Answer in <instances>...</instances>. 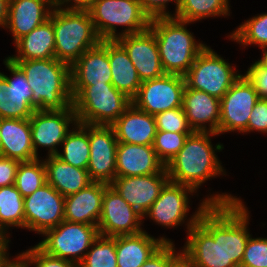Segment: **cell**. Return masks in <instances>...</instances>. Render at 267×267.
<instances>
[{"instance_id":"obj_8","label":"cell","mask_w":267,"mask_h":267,"mask_svg":"<svg viewBox=\"0 0 267 267\" xmlns=\"http://www.w3.org/2000/svg\"><path fill=\"white\" fill-rule=\"evenodd\" d=\"M235 67L206 46L184 75L185 86L221 99L241 76Z\"/></svg>"},{"instance_id":"obj_23","label":"cell","mask_w":267,"mask_h":267,"mask_svg":"<svg viewBox=\"0 0 267 267\" xmlns=\"http://www.w3.org/2000/svg\"><path fill=\"white\" fill-rule=\"evenodd\" d=\"M116 160V177L160 173L165 168L149 145L118 143Z\"/></svg>"},{"instance_id":"obj_12","label":"cell","mask_w":267,"mask_h":267,"mask_svg":"<svg viewBox=\"0 0 267 267\" xmlns=\"http://www.w3.org/2000/svg\"><path fill=\"white\" fill-rule=\"evenodd\" d=\"M258 100L252 83L241 75L220 99L219 135L229 131L242 133Z\"/></svg>"},{"instance_id":"obj_4","label":"cell","mask_w":267,"mask_h":267,"mask_svg":"<svg viewBox=\"0 0 267 267\" xmlns=\"http://www.w3.org/2000/svg\"><path fill=\"white\" fill-rule=\"evenodd\" d=\"M187 21L175 17L153 18L149 29L154 33L160 60L166 74L184 76L196 57L207 46L198 43L187 30Z\"/></svg>"},{"instance_id":"obj_22","label":"cell","mask_w":267,"mask_h":267,"mask_svg":"<svg viewBox=\"0 0 267 267\" xmlns=\"http://www.w3.org/2000/svg\"><path fill=\"white\" fill-rule=\"evenodd\" d=\"M108 186L106 183L92 182L86 188L65 197L64 220L98 226L103 196Z\"/></svg>"},{"instance_id":"obj_29","label":"cell","mask_w":267,"mask_h":267,"mask_svg":"<svg viewBox=\"0 0 267 267\" xmlns=\"http://www.w3.org/2000/svg\"><path fill=\"white\" fill-rule=\"evenodd\" d=\"M43 161L46 167L47 183L64 197L77 193L93 182L87 169L71 166L56 155L47 156Z\"/></svg>"},{"instance_id":"obj_48","label":"cell","mask_w":267,"mask_h":267,"mask_svg":"<svg viewBox=\"0 0 267 267\" xmlns=\"http://www.w3.org/2000/svg\"><path fill=\"white\" fill-rule=\"evenodd\" d=\"M7 88H8V81L0 73V119L5 118V105L6 102L10 101L8 97Z\"/></svg>"},{"instance_id":"obj_33","label":"cell","mask_w":267,"mask_h":267,"mask_svg":"<svg viewBox=\"0 0 267 267\" xmlns=\"http://www.w3.org/2000/svg\"><path fill=\"white\" fill-rule=\"evenodd\" d=\"M229 7V0H181L173 17L194 23L207 17L230 16Z\"/></svg>"},{"instance_id":"obj_45","label":"cell","mask_w":267,"mask_h":267,"mask_svg":"<svg viewBox=\"0 0 267 267\" xmlns=\"http://www.w3.org/2000/svg\"><path fill=\"white\" fill-rule=\"evenodd\" d=\"M20 161L0 156V187L15 183L16 171Z\"/></svg>"},{"instance_id":"obj_9","label":"cell","mask_w":267,"mask_h":267,"mask_svg":"<svg viewBox=\"0 0 267 267\" xmlns=\"http://www.w3.org/2000/svg\"><path fill=\"white\" fill-rule=\"evenodd\" d=\"M42 235L44 240L37 244L42 251L78 266L100 234L97 226L64 220Z\"/></svg>"},{"instance_id":"obj_28","label":"cell","mask_w":267,"mask_h":267,"mask_svg":"<svg viewBox=\"0 0 267 267\" xmlns=\"http://www.w3.org/2000/svg\"><path fill=\"white\" fill-rule=\"evenodd\" d=\"M17 54L8 56L9 60H36L55 58V36L53 9L49 19L15 43Z\"/></svg>"},{"instance_id":"obj_43","label":"cell","mask_w":267,"mask_h":267,"mask_svg":"<svg viewBox=\"0 0 267 267\" xmlns=\"http://www.w3.org/2000/svg\"><path fill=\"white\" fill-rule=\"evenodd\" d=\"M244 75L254 86L259 99H267V68L255 61Z\"/></svg>"},{"instance_id":"obj_19","label":"cell","mask_w":267,"mask_h":267,"mask_svg":"<svg viewBox=\"0 0 267 267\" xmlns=\"http://www.w3.org/2000/svg\"><path fill=\"white\" fill-rule=\"evenodd\" d=\"M182 107L193 131L213 132L219 135L220 99L185 86Z\"/></svg>"},{"instance_id":"obj_17","label":"cell","mask_w":267,"mask_h":267,"mask_svg":"<svg viewBox=\"0 0 267 267\" xmlns=\"http://www.w3.org/2000/svg\"><path fill=\"white\" fill-rule=\"evenodd\" d=\"M168 181L169 177L164 168L160 173L115 177L110 185L132 208L144 216Z\"/></svg>"},{"instance_id":"obj_53","label":"cell","mask_w":267,"mask_h":267,"mask_svg":"<svg viewBox=\"0 0 267 267\" xmlns=\"http://www.w3.org/2000/svg\"><path fill=\"white\" fill-rule=\"evenodd\" d=\"M0 121H1V119H0ZM1 139H2V138H1V132H0V147H1Z\"/></svg>"},{"instance_id":"obj_50","label":"cell","mask_w":267,"mask_h":267,"mask_svg":"<svg viewBox=\"0 0 267 267\" xmlns=\"http://www.w3.org/2000/svg\"><path fill=\"white\" fill-rule=\"evenodd\" d=\"M263 51L262 58L258 60L257 62L261 65L267 68V46L261 47Z\"/></svg>"},{"instance_id":"obj_3","label":"cell","mask_w":267,"mask_h":267,"mask_svg":"<svg viewBox=\"0 0 267 267\" xmlns=\"http://www.w3.org/2000/svg\"><path fill=\"white\" fill-rule=\"evenodd\" d=\"M10 61L28 79L36 110H64L72 106L71 66L56 58Z\"/></svg>"},{"instance_id":"obj_30","label":"cell","mask_w":267,"mask_h":267,"mask_svg":"<svg viewBox=\"0 0 267 267\" xmlns=\"http://www.w3.org/2000/svg\"><path fill=\"white\" fill-rule=\"evenodd\" d=\"M108 58L112 72L111 83L131 100L142 84L127 51L117 40H108Z\"/></svg>"},{"instance_id":"obj_24","label":"cell","mask_w":267,"mask_h":267,"mask_svg":"<svg viewBox=\"0 0 267 267\" xmlns=\"http://www.w3.org/2000/svg\"><path fill=\"white\" fill-rule=\"evenodd\" d=\"M118 143L153 146L156 136L155 117L133 103L111 125Z\"/></svg>"},{"instance_id":"obj_35","label":"cell","mask_w":267,"mask_h":267,"mask_svg":"<svg viewBox=\"0 0 267 267\" xmlns=\"http://www.w3.org/2000/svg\"><path fill=\"white\" fill-rule=\"evenodd\" d=\"M78 267H118L115 237L99 235Z\"/></svg>"},{"instance_id":"obj_52","label":"cell","mask_w":267,"mask_h":267,"mask_svg":"<svg viewBox=\"0 0 267 267\" xmlns=\"http://www.w3.org/2000/svg\"><path fill=\"white\" fill-rule=\"evenodd\" d=\"M13 267H26V266L19 259V261Z\"/></svg>"},{"instance_id":"obj_14","label":"cell","mask_w":267,"mask_h":267,"mask_svg":"<svg viewBox=\"0 0 267 267\" xmlns=\"http://www.w3.org/2000/svg\"><path fill=\"white\" fill-rule=\"evenodd\" d=\"M90 158L87 171L93 182L110 185L116 177L118 141L111 126L88 125Z\"/></svg>"},{"instance_id":"obj_26","label":"cell","mask_w":267,"mask_h":267,"mask_svg":"<svg viewBox=\"0 0 267 267\" xmlns=\"http://www.w3.org/2000/svg\"><path fill=\"white\" fill-rule=\"evenodd\" d=\"M164 243H172L165 237L155 238L146 230L133 235L115 237L118 267H141Z\"/></svg>"},{"instance_id":"obj_32","label":"cell","mask_w":267,"mask_h":267,"mask_svg":"<svg viewBox=\"0 0 267 267\" xmlns=\"http://www.w3.org/2000/svg\"><path fill=\"white\" fill-rule=\"evenodd\" d=\"M24 197L15 185L0 187V236L9 238L8 228L25 229ZM8 234V235H7Z\"/></svg>"},{"instance_id":"obj_38","label":"cell","mask_w":267,"mask_h":267,"mask_svg":"<svg viewBox=\"0 0 267 267\" xmlns=\"http://www.w3.org/2000/svg\"><path fill=\"white\" fill-rule=\"evenodd\" d=\"M157 131H167L175 133H193L183 107L167 110L155 116Z\"/></svg>"},{"instance_id":"obj_11","label":"cell","mask_w":267,"mask_h":267,"mask_svg":"<svg viewBox=\"0 0 267 267\" xmlns=\"http://www.w3.org/2000/svg\"><path fill=\"white\" fill-rule=\"evenodd\" d=\"M184 88V76L164 74L159 78L143 81L132 103L138 109L155 116L182 107Z\"/></svg>"},{"instance_id":"obj_37","label":"cell","mask_w":267,"mask_h":267,"mask_svg":"<svg viewBox=\"0 0 267 267\" xmlns=\"http://www.w3.org/2000/svg\"><path fill=\"white\" fill-rule=\"evenodd\" d=\"M191 133L156 131L153 148L158 159L166 166L183 148Z\"/></svg>"},{"instance_id":"obj_47","label":"cell","mask_w":267,"mask_h":267,"mask_svg":"<svg viewBox=\"0 0 267 267\" xmlns=\"http://www.w3.org/2000/svg\"><path fill=\"white\" fill-rule=\"evenodd\" d=\"M8 243H10L9 238L2 239L0 241V267H13L19 261V254L12 260L9 257Z\"/></svg>"},{"instance_id":"obj_27","label":"cell","mask_w":267,"mask_h":267,"mask_svg":"<svg viewBox=\"0 0 267 267\" xmlns=\"http://www.w3.org/2000/svg\"><path fill=\"white\" fill-rule=\"evenodd\" d=\"M4 65L11 72V77L0 72L8 81L9 102L5 105V118L8 119H29L36 108L32 105V90L28 79L22 70L8 58H5Z\"/></svg>"},{"instance_id":"obj_13","label":"cell","mask_w":267,"mask_h":267,"mask_svg":"<svg viewBox=\"0 0 267 267\" xmlns=\"http://www.w3.org/2000/svg\"><path fill=\"white\" fill-rule=\"evenodd\" d=\"M64 201L54 187L46 183L24 197L25 229L43 234L64 221Z\"/></svg>"},{"instance_id":"obj_41","label":"cell","mask_w":267,"mask_h":267,"mask_svg":"<svg viewBox=\"0 0 267 267\" xmlns=\"http://www.w3.org/2000/svg\"><path fill=\"white\" fill-rule=\"evenodd\" d=\"M174 243H164L141 267H174L182 258V250L175 252Z\"/></svg>"},{"instance_id":"obj_44","label":"cell","mask_w":267,"mask_h":267,"mask_svg":"<svg viewBox=\"0 0 267 267\" xmlns=\"http://www.w3.org/2000/svg\"><path fill=\"white\" fill-rule=\"evenodd\" d=\"M143 11L149 16L150 19L160 17H173V15L167 11L166 7L168 2L174 1L176 4L175 13L180 5L181 0H138Z\"/></svg>"},{"instance_id":"obj_20","label":"cell","mask_w":267,"mask_h":267,"mask_svg":"<svg viewBox=\"0 0 267 267\" xmlns=\"http://www.w3.org/2000/svg\"><path fill=\"white\" fill-rule=\"evenodd\" d=\"M53 0H9L6 29L14 43L49 19Z\"/></svg>"},{"instance_id":"obj_6","label":"cell","mask_w":267,"mask_h":267,"mask_svg":"<svg viewBox=\"0 0 267 267\" xmlns=\"http://www.w3.org/2000/svg\"><path fill=\"white\" fill-rule=\"evenodd\" d=\"M53 27L55 58L69 66L102 41L88 10H60L53 7Z\"/></svg>"},{"instance_id":"obj_34","label":"cell","mask_w":267,"mask_h":267,"mask_svg":"<svg viewBox=\"0 0 267 267\" xmlns=\"http://www.w3.org/2000/svg\"><path fill=\"white\" fill-rule=\"evenodd\" d=\"M46 183V167L43 160L37 158L19 163L14 185L23 197L34 193Z\"/></svg>"},{"instance_id":"obj_42","label":"cell","mask_w":267,"mask_h":267,"mask_svg":"<svg viewBox=\"0 0 267 267\" xmlns=\"http://www.w3.org/2000/svg\"><path fill=\"white\" fill-rule=\"evenodd\" d=\"M251 131L267 133V99H259L256 102L251 112L248 126L242 134Z\"/></svg>"},{"instance_id":"obj_16","label":"cell","mask_w":267,"mask_h":267,"mask_svg":"<svg viewBox=\"0 0 267 267\" xmlns=\"http://www.w3.org/2000/svg\"><path fill=\"white\" fill-rule=\"evenodd\" d=\"M194 192L196 193L189 186L168 181L143 218L149 217L162 227L177 228L187 219L185 217H187L190 208L188 196Z\"/></svg>"},{"instance_id":"obj_46","label":"cell","mask_w":267,"mask_h":267,"mask_svg":"<svg viewBox=\"0 0 267 267\" xmlns=\"http://www.w3.org/2000/svg\"><path fill=\"white\" fill-rule=\"evenodd\" d=\"M93 1L94 0H53V7L60 10H88Z\"/></svg>"},{"instance_id":"obj_15","label":"cell","mask_w":267,"mask_h":267,"mask_svg":"<svg viewBox=\"0 0 267 267\" xmlns=\"http://www.w3.org/2000/svg\"><path fill=\"white\" fill-rule=\"evenodd\" d=\"M142 220L143 216L111 185L105 189L102 213L97 226L100 235L116 237L140 233L143 231Z\"/></svg>"},{"instance_id":"obj_25","label":"cell","mask_w":267,"mask_h":267,"mask_svg":"<svg viewBox=\"0 0 267 267\" xmlns=\"http://www.w3.org/2000/svg\"><path fill=\"white\" fill-rule=\"evenodd\" d=\"M0 132V156L20 162L39 158L34 152L29 119L1 118Z\"/></svg>"},{"instance_id":"obj_10","label":"cell","mask_w":267,"mask_h":267,"mask_svg":"<svg viewBox=\"0 0 267 267\" xmlns=\"http://www.w3.org/2000/svg\"><path fill=\"white\" fill-rule=\"evenodd\" d=\"M34 152L38 157V148L47 147L48 156L58 154V146L66 138L71 126L77 123L73 106L64 110H35L29 118Z\"/></svg>"},{"instance_id":"obj_49","label":"cell","mask_w":267,"mask_h":267,"mask_svg":"<svg viewBox=\"0 0 267 267\" xmlns=\"http://www.w3.org/2000/svg\"><path fill=\"white\" fill-rule=\"evenodd\" d=\"M9 0H0V27L4 28L7 21Z\"/></svg>"},{"instance_id":"obj_18","label":"cell","mask_w":267,"mask_h":267,"mask_svg":"<svg viewBox=\"0 0 267 267\" xmlns=\"http://www.w3.org/2000/svg\"><path fill=\"white\" fill-rule=\"evenodd\" d=\"M116 40L127 51L142 82L166 74L161 64L155 35L150 29L137 34L124 35Z\"/></svg>"},{"instance_id":"obj_7","label":"cell","mask_w":267,"mask_h":267,"mask_svg":"<svg viewBox=\"0 0 267 267\" xmlns=\"http://www.w3.org/2000/svg\"><path fill=\"white\" fill-rule=\"evenodd\" d=\"M88 12L101 40H116L150 27L151 19L138 0H94ZM116 26L125 28L116 33Z\"/></svg>"},{"instance_id":"obj_5","label":"cell","mask_w":267,"mask_h":267,"mask_svg":"<svg viewBox=\"0 0 267 267\" xmlns=\"http://www.w3.org/2000/svg\"><path fill=\"white\" fill-rule=\"evenodd\" d=\"M77 122L111 126L132 104L113 84L71 85Z\"/></svg>"},{"instance_id":"obj_21","label":"cell","mask_w":267,"mask_h":267,"mask_svg":"<svg viewBox=\"0 0 267 267\" xmlns=\"http://www.w3.org/2000/svg\"><path fill=\"white\" fill-rule=\"evenodd\" d=\"M108 40L85 51L71 66V85L112 84Z\"/></svg>"},{"instance_id":"obj_40","label":"cell","mask_w":267,"mask_h":267,"mask_svg":"<svg viewBox=\"0 0 267 267\" xmlns=\"http://www.w3.org/2000/svg\"><path fill=\"white\" fill-rule=\"evenodd\" d=\"M240 267H267V238L250 235Z\"/></svg>"},{"instance_id":"obj_31","label":"cell","mask_w":267,"mask_h":267,"mask_svg":"<svg viewBox=\"0 0 267 267\" xmlns=\"http://www.w3.org/2000/svg\"><path fill=\"white\" fill-rule=\"evenodd\" d=\"M73 127L62 142V153L59 150L56 156L71 166L87 169L90 158L88 124L77 122Z\"/></svg>"},{"instance_id":"obj_39","label":"cell","mask_w":267,"mask_h":267,"mask_svg":"<svg viewBox=\"0 0 267 267\" xmlns=\"http://www.w3.org/2000/svg\"><path fill=\"white\" fill-rule=\"evenodd\" d=\"M19 259L26 267H78L72 261L45 253L37 245L20 253Z\"/></svg>"},{"instance_id":"obj_51","label":"cell","mask_w":267,"mask_h":267,"mask_svg":"<svg viewBox=\"0 0 267 267\" xmlns=\"http://www.w3.org/2000/svg\"><path fill=\"white\" fill-rule=\"evenodd\" d=\"M174 267H192L184 258H182Z\"/></svg>"},{"instance_id":"obj_1","label":"cell","mask_w":267,"mask_h":267,"mask_svg":"<svg viewBox=\"0 0 267 267\" xmlns=\"http://www.w3.org/2000/svg\"><path fill=\"white\" fill-rule=\"evenodd\" d=\"M249 212L241 198L208 196L187 223L183 258L192 267H240L250 237Z\"/></svg>"},{"instance_id":"obj_2","label":"cell","mask_w":267,"mask_h":267,"mask_svg":"<svg viewBox=\"0 0 267 267\" xmlns=\"http://www.w3.org/2000/svg\"><path fill=\"white\" fill-rule=\"evenodd\" d=\"M216 135L213 132L191 133L183 148L165 166L169 181L189 186L197 192L208 179L225 175L224 167L216 155L224 146L219 143L214 148L211 142V137Z\"/></svg>"},{"instance_id":"obj_36","label":"cell","mask_w":267,"mask_h":267,"mask_svg":"<svg viewBox=\"0 0 267 267\" xmlns=\"http://www.w3.org/2000/svg\"><path fill=\"white\" fill-rule=\"evenodd\" d=\"M228 36L244 47L252 44L260 48L267 46V13L246 20Z\"/></svg>"}]
</instances>
